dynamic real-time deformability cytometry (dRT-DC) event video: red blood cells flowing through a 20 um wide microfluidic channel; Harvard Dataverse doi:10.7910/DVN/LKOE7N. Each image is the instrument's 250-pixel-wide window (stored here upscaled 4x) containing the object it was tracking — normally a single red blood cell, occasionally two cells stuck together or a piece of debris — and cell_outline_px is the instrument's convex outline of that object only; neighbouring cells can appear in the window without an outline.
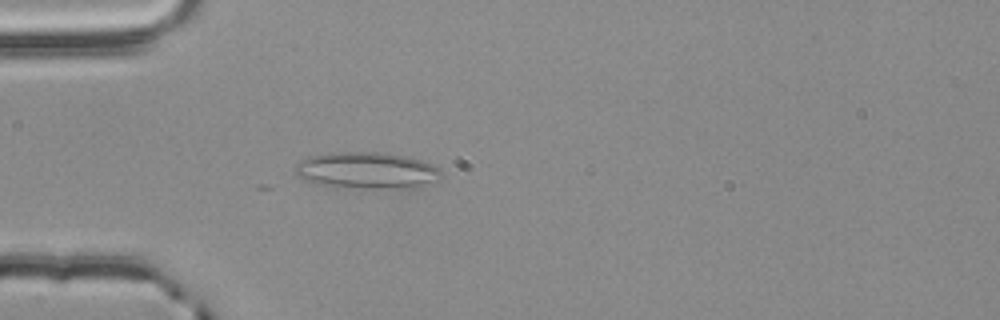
{"species": "common noctule bat (a hibernating species)", "species_latin": "Nyctalus noctula", "temperature_condition": "room temperature", "stored_images_in_passage": 15, "camera_frame_rate_fps": 3000, "um_per_image_px": 0.085, "animal": {"sex": "male", "body_mass_g": 20.4}, "frame": {"image": 1, "passage_image": 10, "time_ms": 3.0, "image_size_px": [1000, 320], "cell_outline_px": [[440, 172], [420, 188], [344, 188], [320, 184], [296, 176], [296, 164], [312, 156], [328, 152], [376, 152], [408, 156], [432, 164], [440, 168]], "centroid_in_image_um": [31.15, 14.48], "position_along_channel_um": 53.9, "area_um2": 30.75}}
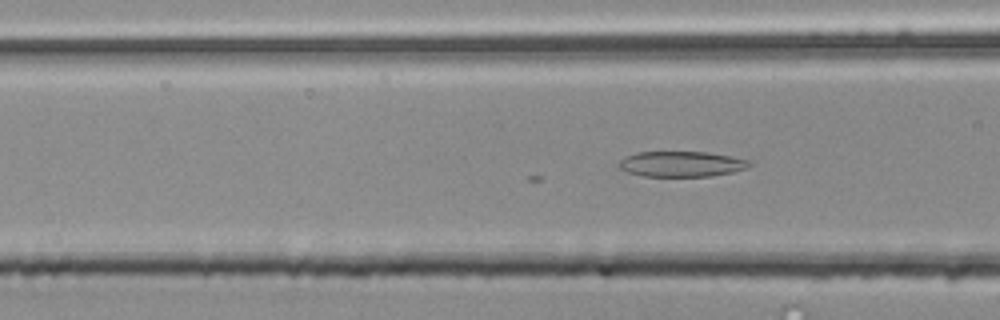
{"frame": {"image": 2, "passage_image": 15, "time_ms": 4.667, "image_size_px": [1000, 320], "cell_outline_px": [[752, 164], [748, 168], [732, 172], [712, 176], [644, 176], [628, 172], [620, 168], [616, 164], [624, 156], [636, 152], [708, 152], [732, 156], [748, 160]], "centroid_in_image_um": [57.92, 13.93], "position_along_channel_um": 108.7, "area_um2": 19.48}}